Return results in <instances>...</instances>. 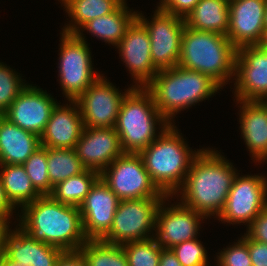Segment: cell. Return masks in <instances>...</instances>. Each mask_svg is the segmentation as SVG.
Returning <instances> with one entry per match:
<instances>
[{
  "label": "cell",
  "mask_w": 267,
  "mask_h": 266,
  "mask_svg": "<svg viewBox=\"0 0 267 266\" xmlns=\"http://www.w3.org/2000/svg\"><path fill=\"white\" fill-rule=\"evenodd\" d=\"M237 173L218 150L202 148L192 161L183 186L174 195L206 219L215 215L218 219Z\"/></svg>",
  "instance_id": "obj_1"
},
{
  "label": "cell",
  "mask_w": 267,
  "mask_h": 266,
  "mask_svg": "<svg viewBox=\"0 0 267 266\" xmlns=\"http://www.w3.org/2000/svg\"><path fill=\"white\" fill-rule=\"evenodd\" d=\"M20 210L18 226L37 241L64 251L79 250L88 240L77 206L63 204L50 195H43Z\"/></svg>",
  "instance_id": "obj_2"
},
{
  "label": "cell",
  "mask_w": 267,
  "mask_h": 266,
  "mask_svg": "<svg viewBox=\"0 0 267 266\" xmlns=\"http://www.w3.org/2000/svg\"><path fill=\"white\" fill-rule=\"evenodd\" d=\"M145 88L170 124L174 123L177 113L213 97L222 89L209 75L181 66L160 70Z\"/></svg>",
  "instance_id": "obj_3"
},
{
  "label": "cell",
  "mask_w": 267,
  "mask_h": 266,
  "mask_svg": "<svg viewBox=\"0 0 267 266\" xmlns=\"http://www.w3.org/2000/svg\"><path fill=\"white\" fill-rule=\"evenodd\" d=\"M181 134L175 124H170L139 153L151 180L166 196H174L183 186L191 163L201 150H191Z\"/></svg>",
  "instance_id": "obj_4"
},
{
  "label": "cell",
  "mask_w": 267,
  "mask_h": 266,
  "mask_svg": "<svg viewBox=\"0 0 267 266\" xmlns=\"http://www.w3.org/2000/svg\"><path fill=\"white\" fill-rule=\"evenodd\" d=\"M236 54L226 35L185 26L178 66L207 74L223 88L234 79Z\"/></svg>",
  "instance_id": "obj_5"
},
{
  "label": "cell",
  "mask_w": 267,
  "mask_h": 266,
  "mask_svg": "<svg viewBox=\"0 0 267 266\" xmlns=\"http://www.w3.org/2000/svg\"><path fill=\"white\" fill-rule=\"evenodd\" d=\"M168 125L170 123L157 109L152 94L146 88L133 87L122 99L114 128L124 153L139 154Z\"/></svg>",
  "instance_id": "obj_6"
},
{
  "label": "cell",
  "mask_w": 267,
  "mask_h": 266,
  "mask_svg": "<svg viewBox=\"0 0 267 266\" xmlns=\"http://www.w3.org/2000/svg\"><path fill=\"white\" fill-rule=\"evenodd\" d=\"M60 35L59 82L65 98L75 101L101 74L94 71L85 36L64 32Z\"/></svg>",
  "instance_id": "obj_7"
},
{
  "label": "cell",
  "mask_w": 267,
  "mask_h": 266,
  "mask_svg": "<svg viewBox=\"0 0 267 266\" xmlns=\"http://www.w3.org/2000/svg\"><path fill=\"white\" fill-rule=\"evenodd\" d=\"M163 199L120 200L111 229L101 240L111 244L123 245L128 242L154 238L155 233L151 232L155 231L156 212Z\"/></svg>",
  "instance_id": "obj_8"
},
{
  "label": "cell",
  "mask_w": 267,
  "mask_h": 266,
  "mask_svg": "<svg viewBox=\"0 0 267 266\" xmlns=\"http://www.w3.org/2000/svg\"><path fill=\"white\" fill-rule=\"evenodd\" d=\"M100 178L120 200L166 197L151 180L139 154H122L100 173Z\"/></svg>",
  "instance_id": "obj_9"
},
{
  "label": "cell",
  "mask_w": 267,
  "mask_h": 266,
  "mask_svg": "<svg viewBox=\"0 0 267 266\" xmlns=\"http://www.w3.org/2000/svg\"><path fill=\"white\" fill-rule=\"evenodd\" d=\"M137 19L148 31L154 67L160 71L178 66L184 18L156 9L150 21L139 11Z\"/></svg>",
  "instance_id": "obj_10"
},
{
  "label": "cell",
  "mask_w": 267,
  "mask_h": 266,
  "mask_svg": "<svg viewBox=\"0 0 267 266\" xmlns=\"http://www.w3.org/2000/svg\"><path fill=\"white\" fill-rule=\"evenodd\" d=\"M237 173L218 220L225 224H247L267 207V177ZM234 223V224H233Z\"/></svg>",
  "instance_id": "obj_11"
},
{
  "label": "cell",
  "mask_w": 267,
  "mask_h": 266,
  "mask_svg": "<svg viewBox=\"0 0 267 266\" xmlns=\"http://www.w3.org/2000/svg\"><path fill=\"white\" fill-rule=\"evenodd\" d=\"M132 88L130 86L125 92H121L101 73L75 100L80 108L84 127H115L122 99Z\"/></svg>",
  "instance_id": "obj_12"
},
{
  "label": "cell",
  "mask_w": 267,
  "mask_h": 266,
  "mask_svg": "<svg viewBox=\"0 0 267 266\" xmlns=\"http://www.w3.org/2000/svg\"><path fill=\"white\" fill-rule=\"evenodd\" d=\"M173 197L166 196L156 212V237L154 238L164 249H171L179 243L197 238L201 221L206 218L181 202H176L178 204L175 203L169 207L164 205L167 204L166 200L169 202V198Z\"/></svg>",
  "instance_id": "obj_13"
},
{
  "label": "cell",
  "mask_w": 267,
  "mask_h": 266,
  "mask_svg": "<svg viewBox=\"0 0 267 266\" xmlns=\"http://www.w3.org/2000/svg\"><path fill=\"white\" fill-rule=\"evenodd\" d=\"M235 99L261 101L267 98V50L253 45L237 49L234 74Z\"/></svg>",
  "instance_id": "obj_14"
},
{
  "label": "cell",
  "mask_w": 267,
  "mask_h": 266,
  "mask_svg": "<svg viewBox=\"0 0 267 266\" xmlns=\"http://www.w3.org/2000/svg\"><path fill=\"white\" fill-rule=\"evenodd\" d=\"M6 228L2 238V263L5 266H55L62 249L35 240L20 226Z\"/></svg>",
  "instance_id": "obj_15"
},
{
  "label": "cell",
  "mask_w": 267,
  "mask_h": 266,
  "mask_svg": "<svg viewBox=\"0 0 267 266\" xmlns=\"http://www.w3.org/2000/svg\"><path fill=\"white\" fill-rule=\"evenodd\" d=\"M57 103L46 90L27 84L2 115L23 130L40 137Z\"/></svg>",
  "instance_id": "obj_16"
},
{
  "label": "cell",
  "mask_w": 267,
  "mask_h": 266,
  "mask_svg": "<svg viewBox=\"0 0 267 266\" xmlns=\"http://www.w3.org/2000/svg\"><path fill=\"white\" fill-rule=\"evenodd\" d=\"M125 67L135 85L145 88L159 72L153 65L150 53V37L144 25L136 18L126 30V34L116 46Z\"/></svg>",
  "instance_id": "obj_17"
},
{
  "label": "cell",
  "mask_w": 267,
  "mask_h": 266,
  "mask_svg": "<svg viewBox=\"0 0 267 266\" xmlns=\"http://www.w3.org/2000/svg\"><path fill=\"white\" fill-rule=\"evenodd\" d=\"M120 199L99 178L79 206L83 230L88 240H101L111 229Z\"/></svg>",
  "instance_id": "obj_18"
},
{
  "label": "cell",
  "mask_w": 267,
  "mask_h": 266,
  "mask_svg": "<svg viewBox=\"0 0 267 266\" xmlns=\"http://www.w3.org/2000/svg\"><path fill=\"white\" fill-rule=\"evenodd\" d=\"M75 150L87 169L99 173L124 154L119 135L114 127H85Z\"/></svg>",
  "instance_id": "obj_19"
},
{
  "label": "cell",
  "mask_w": 267,
  "mask_h": 266,
  "mask_svg": "<svg viewBox=\"0 0 267 266\" xmlns=\"http://www.w3.org/2000/svg\"><path fill=\"white\" fill-rule=\"evenodd\" d=\"M266 0L229 1V26L227 37L238 49L254 45L264 29Z\"/></svg>",
  "instance_id": "obj_20"
},
{
  "label": "cell",
  "mask_w": 267,
  "mask_h": 266,
  "mask_svg": "<svg viewBox=\"0 0 267 266\" xmlns=\"http://www.w3.org/2000/svg\"><path fill=\"white\" fill-rule=\"evenodd\" d=\"M84 128L80 108L76 101H69V105L57 103L40 136V144L46 148H75Z\"/></svg>",
  "instance_id": "obj_21"
},
{
  "label": "cell",
  "mask_w": 267,
  "mask_h": 266,
  "mask_svg": "<svg viewBox=\"0 0 267 266\" xmlns=\"http://www.w3.org/2000/svg\"><path fill=\"white\" fill-rule=\"evenodd\" d=\"M234 100L240 103L239 122L245 145L253 161L263 163L267 161V108L260 101Z\"/></svg>",
  "instance_id": "obj_22"
},
{
  "label": "cell",
  "mask_w": 267,
  "mask_h": 266,
  "mask_svg": "<svg viewBox=\"0 0 267 266\" xmlns=\"http://www.w3.org/2000/svg\"><path fill=\"white\" fill-rule=\"evenodd\" d=\"M40 137L0 115V164L22 165L40 147Z\"/></svg>",
  "instance_id": "obj_23"
},
{
  "label": "cell",
  "mask_w": 267,
  "mask_h": 266,
  "mask_svg": "<svg viewBox=\"0 0 267 266\" xmlns=\"http://www.w3.org/2000/svg\"><path fill=\"white\" fill-rule=\"evenodd\" d=\"M128 8L124 1L114 12L85 23L75 34L83 35V31L87 30L96 38L116 47L126 34L128 27L137 18V11Z\"/></svg>",
  "instance_id": "obj_24"
},
{
  "label": "cell",
  "mask_w": 267,
  "mask_h": 266,
  "mask_svg": "<svg viewBox=\"0 0 267 266\" xmlns=\"http://www.w3.org/2000/svg\"><path fill=\"white\" fill-rule=\"evenodd\" d=\"M185 26L227 35L229 26L228 0H200L184 18Z\"/></svg>",
  "instance_id": "obj_25"
},
{
  "label": "cell",
  "mask_w": 267,
  "mask_h": 266,
  "mask_svg": "<svg viewBox=\"0 0 267 266\" xmlns=\"http://www.w3.org/2000/svg\"><path fill=\"white\" fill-rule=\"evenodd\" d=\"M70 23L61 32L75 34L88 21L114 12L125 0H59Z\"/></svg>",
  "instance_id": "obj_26"
},
{
  "label": "cell",
  "mask_w": 267,
  "mask_h": 266,
  "mask_svg": "<svg viewBox=\"0 0 267 266\" xmlns=\"http://www.w3.org/2000/svg\"><path fill=\"white\" fill-rule=\"evenodd\" d=\"M0 178L11 204L21 209L41 197L22 165L0 164Z\"/></svg>",
  "instance_id": "obj_27"
},
{
  "label": "cell",
  "mask_w": 267,
  "mask_h": 266,
  "mask_svg": "<svg viewBox=\"0 0 267 266\" xmlns=\"http://www.w3.org/2000/svg\"><path fill=\"white\" fill-rule=\"evenodd\" d=\"M99 178V172L86 169L78 175L57 183L53 187L50 196L60 203L79 207L85 200L91 187Z\"/></svg>",
  "instance_id": "obj_28"
},
{
  "label": "cell",
  "mask_w": 267,
  "mask_h": 266,
  "mask_svg": "<svg viewBox=\"0 0 267 266\" xmlns=\"http://www.w3.org/2000/svg\"><path fill=\"white\" fill-rule=\"evenodd\" d=\"M47 166L49 180L53 186L87 169L78 158L75 148H47Z\"/></svg>",
  "instance_id": "obj_29"
},
{
  "label": "cell",
  "mask_w": 267,
  "mask_h": 266,
  "mask_svg": "<svg viewBox=\"0 0 267 266\" xmlns=\"http://www.w3.org/2000/svg\"><path fill=\"white\" fill-rule=\"evenodd\" d=\"M79 250L87 266H128L122 245L102 240H87Z\"/></svg>",
  "instance_id": "obj_30"
},
{
  "label": "cell",
  "mask_w": 267,
  "mask_h": 266,
  "mask_svg": "<svg viewBox=\"0 0 267 266\" xmlns=\"http://www.w3.org/2000/svg\"><path fill=\"white\" fill-rule=\"evenodd\" d=\"M34 188L43 196L50 195L53 185L50 183L47 169V148L38 147L22 164Z\"/></svg>",
  "instance_id": "obj_31"
},
{
  "label": "cell",
  "mask_w": 267,
  "mask_h": 266,
  "mask_svg": "<svg viewBox=\"0 0 267 266\" xmlns=\"http://www.w3.org/2000/svg\"><path fill=\"white\" fill-rule=\"evenodd\" d=\"M128 266H159L162 247L155 238L122 245Z\"/></svg>",
  "instance_id": "obj_32"
},
{
  "label": "cell",
  "mask_w": 267,
  "mask_h": 266,
  "mask_svg": "<svg viewBox=\"0 0 267 266\" xmlns=\"http://www.w3.org/2000/svg\"><path fill=\"white\" fill-rule=\"evenodd\" d=\"M20 73H16L0 62V115H2L17 98L19 92L27 85Z\"/></svg>",
  "instance_id": "obj_33"
},
{
  "label": "cell",
  "mask_w": 267,
  "mask_h": 266,
  "mask_svg": "<svg viewBox=\"0 0 267 266\" xmlns=\"http://www.w3.org/2000/svg\"><path fill=\"white\" fill-rule=\"evenodd\" d=\"M171 250L182 266H209L207 250L198 238L179 243Z\"/></svg>",
  "instance_id": "obj_34"
},
{
  "label": "cell",
  "mask_w": 267,
  "mask_h": 266,
  "mask_svg": "<svg viewBox=\"0 0 267 266\" xmlns=\"http://www.w3.org/2000/svg\"><path fill=\"white\" fill-rule=\"evenodd\" d=\"M234 244V245H233ZM222 249L217 255L218 266H252L246 234L244 233L237 242Z\"/></svg>",
  "instance_id": "obj_35"
},
{
  "label": "cell",
  "mask_w": 267,
  "mask_h": 266,
  "mask_svg": "<svg viewBox=\"0 0 267 266\" xmlns=\"http://www.w3.org/2000/svg\"><path fill=\"white\" fill-rule=\"evenodd\" d=\"M246 235L251 239L267 244V207L264 208L246 227Z\"/></svg>",
  "instance_id": "obj_36"
},
{
  "label": "cell",
  "mask_w": 267,
  "mask_h": 266,
  "mask_svg": "<svg viewBox=\"0 0 267 266\" xmlns=\"http://www.w3.org/2000/svg\"><path fill=\"white\" fill-rule=\"evenodd\" d=\"M246 244L248 245L252 266H267V244L251 240L247 235Z\"/></svg>",
  "instance_id": "obj_37"
},
{
  "label": "cell",
  "mask_w": 267,
  "mask_h": 266,
  "mask_svg": "<svg viewBox=\"0 0 267 266\" xmlns=\"http://www.w3.org/2000/svg\"><path fill=\"white\" fill-rule=\"evenodd\" d=\"M200 0H171L162 10L185 18Z\"/></svg>",
  "instance_id": "obj_38"
},
{
  "label": "cell",
  "mask_w": 267,
  "mask_h": 266,
  "mask_svg": "<svg viewBox=\"0 0 267 266\" xmlns=\"http://www.w3.org/2000/svg\"><path fill=\"white\" fill-rule=\"evenodd\" d=\"M55 266H87L80 250H64L57 258Z\"/></svg>",
  "instance_id": "obj_39"
},
{
  "label": "cell",
  "mask_w": 267,
  "mask_h": 266,
  "mask_svg": "<svg viewBox=\"0 0 267 266\" xmlns=\"http://www.w3.org/2000/svg\"><path fill=\"white\" fill-rule=\"evenodd\" d=\"M16 208L11 204L6 196L5 189L0 178V221L9 226L13 210Z\"/></svg>",
  "instance_id": "obj_40"
},
{
  "label": "cell",
  "mask_w": 267,
  "mask_h": 266,
  "mask_svg": "<svg viewBox=\"0 0 267 266\" xmlns=\"http://www.w3.org/2000/svg\"><path fill=\"white\" fill-rule=\"evenodd\" d=\"M159 266H182L171 249H162Z\"/></svg>",
  "instance_id": "obj_41"
},
{
  "label": "cell",
  "mask_w": 267,
  "mask_h": 266,
  "mask_svg": "<svg viewBox=\"0 0 267 266\" xmlns=\"http://www.w3.org/2000/svg\"><path fill=\"white\" fill-rule=\"evenodd\" d=\"M253 46L259 50H267V28L264 27Z\"/></svg>",
  "instance_id": "obj_42"
},
{
  "label": "cell",
  "mask_w": 267,
  "mask_h": 266,
  "mask_svg": "<svg viewBox=\"0 0 267 266\" xmlns=\"http://www.w3.org/2000/svg\"><path fill=\"white\" fill-rule=\"evenodd\" d=\"M8 226L0 221V264L2 263V238L4 231Z\"/></svg>",
  "instance_id": "obj_43"
},
{
  "label": "cell",
  "mask_w": 267,
  "mask_h": 266,
  "mask_svg": "<svg viewBox=\"0 0 267 266\" xmlns=\"http://www.w3.org/2000/svg\"><path fill=\"white\" fill-rule=\"evenodd\" d=\"M171 0H160L157 9H163Z\"/></svg>",
  "instance_id": "obj_44"
},
{
  "label": "cell",
  "mask_w": 267,
  "mask_h": 266,
  "mask_svg": "<svg viewBox=\"0 0 267 266\" xmlns=\"http://www.w3.org/2000/svg\"><path fill=\"white\" fill-rule=\"evenodd\" d=\"M264 27L267 28V0H266V9L264 14Z\"/></svg>",
  "instance_id": "obj_45"
},
{
  "label": "cell",
  "mask_w": 267,
  "mask_h": 266,
  "mask_svg": "<svg viewBox=\"0 0 267 266\" xmlns=\"http://www.w3.org/2000/svg\"><path fill=\"white\" fill-rule=\"evenodd\" d=\"M267 108V98L260 101Z\"/></svg>",
  "instance_id": "obj_46"
}]
</instances>
